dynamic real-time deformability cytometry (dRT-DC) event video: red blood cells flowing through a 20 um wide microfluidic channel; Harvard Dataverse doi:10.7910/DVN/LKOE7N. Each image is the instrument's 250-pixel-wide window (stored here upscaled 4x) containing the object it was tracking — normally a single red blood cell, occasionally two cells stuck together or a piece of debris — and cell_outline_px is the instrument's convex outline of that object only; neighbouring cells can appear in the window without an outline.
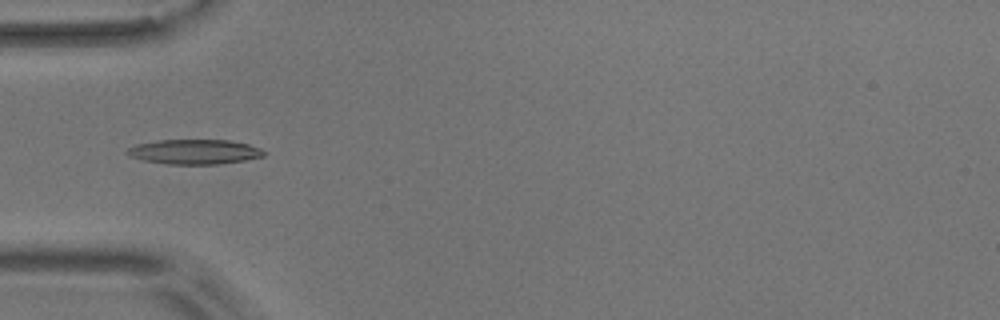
{"species": "common noctule bat (a hibernating species)", "species_latin": "Nyctalus noctula", "temperature_condition": "room temperature", "stored_images_in_passage": 5, "camera_frame_rate_fps": 3000, "um_per_image_px": 0.085, "animal": {"sex": "male", "body_mass_g": 17.9}, "frame": {"image": 1, "passage_image": 5, "time_ms": 4.667, "image_size_px": [1000, 320], "cell_outline_px": [[264, 156], [244, 160], [220, 164], [168, 164], [144, 160], [132, 156], [124, 152], [128, 148], [136, 144], [160, 140], [228, 140], [248, 144], [260, 148], [264, 152]], "centroid_in_image_um": [16.53, 12.9], "position_along_channel_um": 68.5, "area_um2": 19.54}}